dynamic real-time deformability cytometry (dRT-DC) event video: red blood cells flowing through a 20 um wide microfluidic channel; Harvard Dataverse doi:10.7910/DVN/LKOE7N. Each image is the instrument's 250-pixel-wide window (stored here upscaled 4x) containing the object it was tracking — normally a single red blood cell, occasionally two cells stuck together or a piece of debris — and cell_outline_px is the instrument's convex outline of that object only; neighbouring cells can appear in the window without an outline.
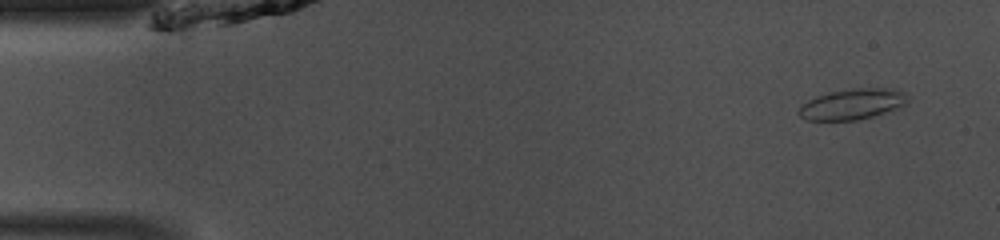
{"species": "common noctule bat (a hibernating species)", "species_latin": "Nyctalus noctula", "temperature_condition": "room temperature", "stored_images_in_passage": 48, "camera_frame_rate_fps": 3000, "um_per_image_px": 0.085, "animal": {"sex": "male", "body_mass_g": 13.0, "forearm_length_mm": 53.1}, "frame": {"image": 1, "passage_image": 3, "time_ms": 0.667, "image_size_px": [1000, 240], "cell_outline_px": [[908, 100], [904, 104], [896, 108], [872, 116], [856, 120], [808, 120], [800, 116], [800, 108], [808, 100], [816, 96], [828, 92], [852, 88], [892, 88], [904, 92], [908, 96]], "centroid_in_image_um": [72.46, 8.83], "position_along_channel_um": 12.5, "area_um2": 19.19}}
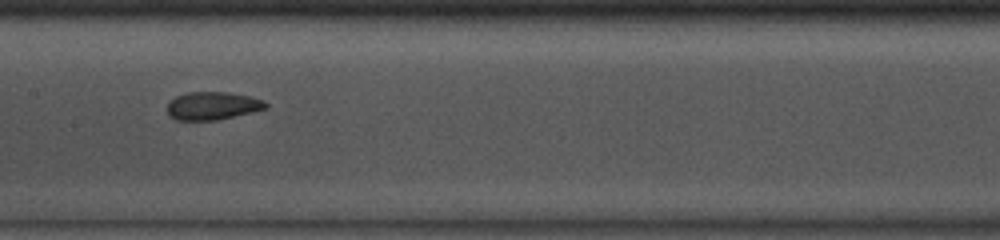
{"frame": {"image": 2, "passage_image": 23, "time_ms": 7.333, "image_size_px": [1000, 240], "cell_outline_px": [[268, 108], [216, 120], [176, 120], [168, 116], [168, 104], [176, 96], [188, 92], [228, 92], [248, 96], [264, 100], [268, 104]], "centroid_in_image_um": [18.06, 8.99], "position_along_channel_um": 189.3, "area_um2": 15.95}}
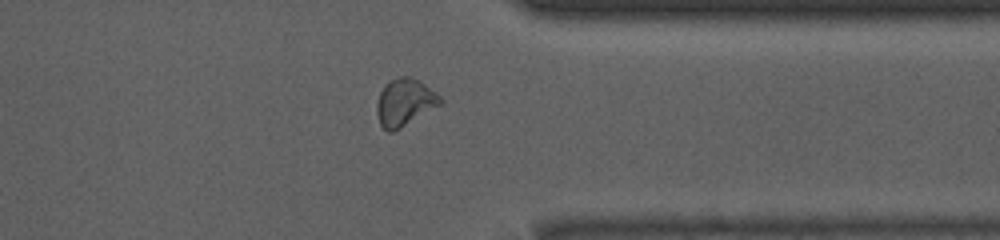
{"frame": {"image": 3, "passage_image": 37, "time_ms": 12.0, "image_size_px": [1000, 240], "cell_outline_px": [[444, 104], [400, 128], [392, 132], [388, 132], [380, 124], [376, 112], [376, 104], [380, 92], [388, 80], [400, 76], [408, 76], [420, 80], [436, 92], [444, 100]], "centroid_in_image_um": [34.43, 8.69], "position_along_channel_um": 377.0, "area_um2": 17.8}, "authors_computed_cell_mechanics": {"area_um2": 17.5134, "velocity_mm_per_s": 4.1057, "shape_relaxation_time_tau1_ms": null, "shape_relaxation_time_tau2_ms": 1.5999, "deformation_change_tau1": null, "deformation_change_tau2": 0.0561}}